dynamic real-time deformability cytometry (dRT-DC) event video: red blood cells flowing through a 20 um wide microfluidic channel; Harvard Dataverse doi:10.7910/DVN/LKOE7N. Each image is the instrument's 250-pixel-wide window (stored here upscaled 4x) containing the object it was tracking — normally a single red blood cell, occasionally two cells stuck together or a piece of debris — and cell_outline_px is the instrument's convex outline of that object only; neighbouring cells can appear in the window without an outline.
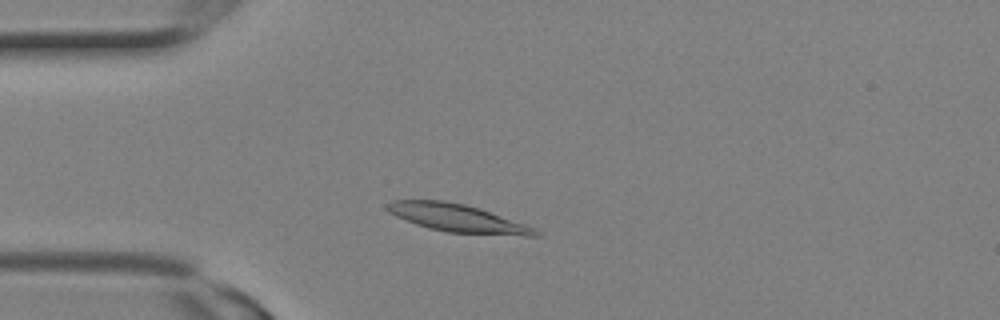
{"species": "Egyptian fruit bat (a non-hibernating species)", "species_latin": "Rousettus aegyptiacus", "temperature_condition": "room temperature", "stored_images_in_passage": 6, "camera_frame_rate_fps": 3000, "um_per_image_px": 0.085, "animal": {"sex": "female"}, "frame": {"image": 1, "passage_image": 5, "time_ms": 1.333, "image_size_px": [1000, 320], "cell_outline_px": [[540, 236], [524, 236], [448, 232], [428, 228], [416, 224], [396, 216], [388, 212], [384, 208], [384, 204], [392, 200], [444, 200], [464, 204], [480, 208], [524, 224], [540, 232]], "centroid_in_image_um": [38.83, 18.53], "position_along_channel_um": 46.2, "area_um2": 23.99}}